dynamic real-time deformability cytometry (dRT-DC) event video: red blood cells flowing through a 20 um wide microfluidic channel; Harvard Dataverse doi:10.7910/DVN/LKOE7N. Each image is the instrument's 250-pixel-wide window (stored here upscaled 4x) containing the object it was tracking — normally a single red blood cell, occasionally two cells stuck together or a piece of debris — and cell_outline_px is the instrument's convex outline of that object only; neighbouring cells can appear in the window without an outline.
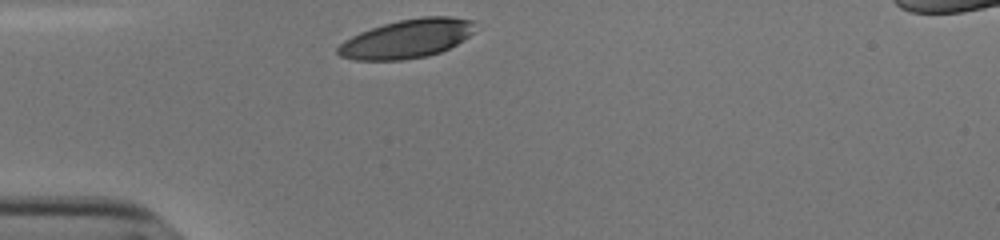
{"species": "human", "species_latin": "Homo sapiens", "temperature_condition": "cold", "stored_images_in_passage": 28, "camera_frame_rate_fps": 3000, "um_per_image_px": 0.085, "donor": {"sex": "male"}, "frame": {"image": 1, "passage_image": 1, "time_ms": 0.0, "image_size_px": [1000, 240], "cell_outline_px": [[472, 32], [464, 40], [440, 52], [428, 56], [404, 60], [356, 60], [340, 56], [336, 52], [336, 48], [344, 40], [360, 32], [384, 24], [400, 20], [424, 16], [448, 16], [472, 20]], "centroid_in_image_um": [34.55, 3.3], "position_along_channel_um": 50.5, "area_um2": 30.75}}
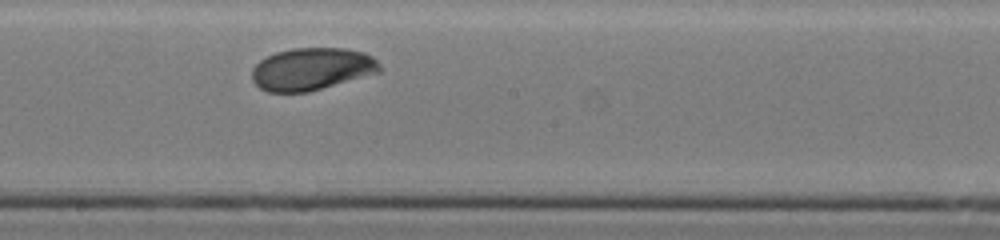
{"frame": {"image": 2, "passage_image": 16, "time_ms": 5.0, "image_size_px": [1000, 240], "cell_outline_px": [[380, 72], [308, 92], [268, 92], [260, 88], [252, 80], [252, 68], [260, 60], [276, 52], [292, 48], [344, 48], [364, 52], [372, 56], [380, 64]], "centroid_in_image_um": [26.49, 5.86], "position_along_channel_um": 221.7, "area_um2": 31.5}}
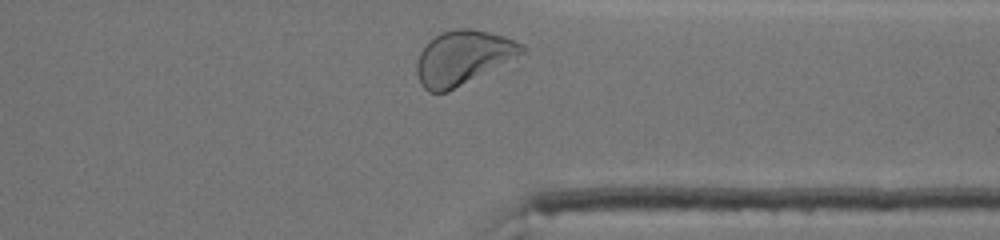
{"frame": {"image": 3, "passage_image": 28, "time_ms": 9.0, "image_size_px": [1000, 240], "cell_outline_px": [[528, 48], [524, 52], [448, 92], [428, 92], [420, 84], [416, 72], [416, 64], [420, 52], [428, 40], [440, 32], [456, 28], [472, 28], [504, 36], [524, 44]], "centroid_in_image_um": [39.3, 4.88], "position_along_channel_um": 372.1, "area_um2": 32.95}, "authors_computed_cell_mechanics": {"area_um2": 31.5588, "velocity_mm_per_s": 3.7779, "shape_relaxation_time_tau1_ms": 2.6732, "shape_relaxation_time_tau2_ms": null, "deformation_change_tau1": 0.1246, "deformation_change_tau2": null}}